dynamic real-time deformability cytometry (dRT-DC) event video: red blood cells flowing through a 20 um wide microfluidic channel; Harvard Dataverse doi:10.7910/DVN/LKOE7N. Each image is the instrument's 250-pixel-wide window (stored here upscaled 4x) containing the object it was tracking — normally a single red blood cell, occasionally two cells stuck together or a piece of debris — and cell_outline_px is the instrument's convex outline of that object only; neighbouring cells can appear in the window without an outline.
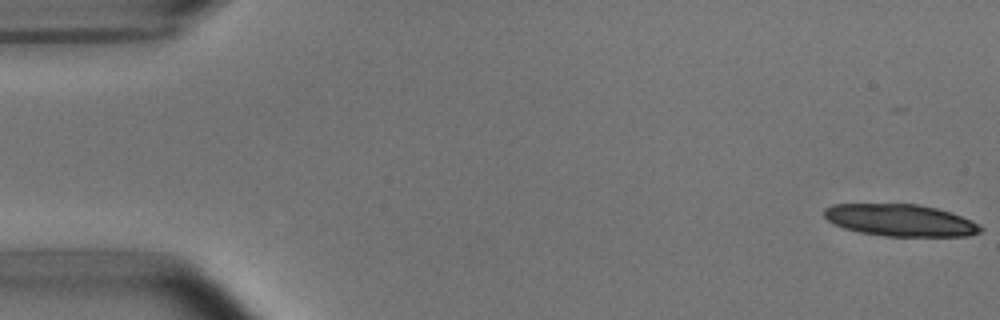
{"species": "common noctule bat (a hibernating species)", "species_latin": "Nyctalus noctula", "temperature_condition": "room temperature", "stored_images_in_passage": 5, "camera_frame_rate_fps": 3000, "um_per_image_px": 0.085, "animal": {"sex": "male", "body_mass_g": 15.6}, "frame": {"image": 1, "passage_image": 1, "time_ms": 0.0, "image_size_px": [1000, 320], "cell_outline_px": [[984, 228], [980, 232], [968, 236], [884, 236], [860, 232], [844, 228], [832, 224], [824, 216], [824, 208], [832, 204], [916, 204], [936, 208], [960, 216]], "centroid_in_image_um": [76.47, 18.72], "position_along_channel_um": 8.5, "area_um2": 28.9}}